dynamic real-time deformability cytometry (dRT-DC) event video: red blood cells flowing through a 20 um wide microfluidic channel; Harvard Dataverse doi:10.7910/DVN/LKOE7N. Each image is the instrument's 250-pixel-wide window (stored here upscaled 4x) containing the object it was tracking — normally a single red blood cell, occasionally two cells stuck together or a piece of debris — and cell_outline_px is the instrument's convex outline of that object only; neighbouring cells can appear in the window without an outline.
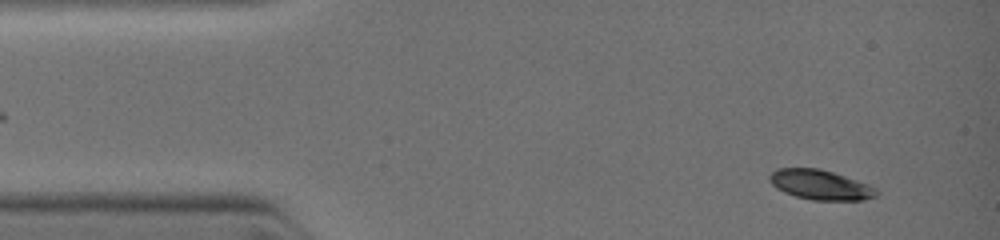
{"species": "common noctule bat (a hibernating species)", "species_latin": "Nyctalus noctula", "temperature_condition": "warm", "stored_images_in_passage": 8, "camera_frame_rate_fps": 3000, "um_per_image_px": 0.085, "animal": {"sex": "female", "body_mass_g": 19.0, "forearm_length_mm": 51.5}, "frame": {"image": 1, "passage_image": 1, "time_ms": 0.0, "image_size_px": [1000, 240], "cell_outline_px": [[880, 192], [876, 196], [864, 200], [812, 200], [796, 196], [784, 192], [776, 188], [772, 184], [768, 176], [776, 168], [820, 168], [868, 184], [876, 188]], "centroid_in_image_um": [69.73, 15.71], "position_along_channel_um": 15.3, "area_um2": 18.55}}